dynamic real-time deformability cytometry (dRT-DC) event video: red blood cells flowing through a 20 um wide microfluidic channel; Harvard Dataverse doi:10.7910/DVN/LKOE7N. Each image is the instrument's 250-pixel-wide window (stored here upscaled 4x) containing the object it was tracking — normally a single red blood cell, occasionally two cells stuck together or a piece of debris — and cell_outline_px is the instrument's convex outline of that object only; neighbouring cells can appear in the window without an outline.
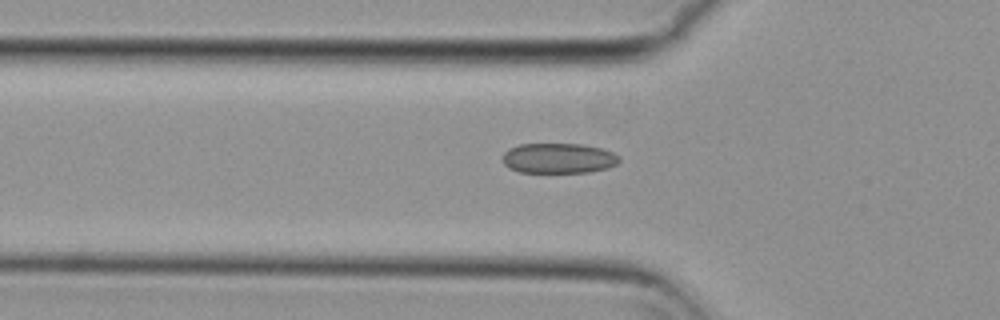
{"species": "common noctule bat (a hibernating species)", "species_latin": "Nyctalus noctula", "temperature_condition": "cold", "stored_images_in_passage": 42, "camera_frame_rate_fps": 3000, "um_per_image_px": 0.085, "animal": {"sex": "female", "body_mass_g": 29.2, "forearm_length_mm": 56.3}, "frame": {"image": 1, "passage_image": 6, "time_ms": 1.667, "image_size_px": [1000, 320], "cell_outline_px": [[620, 160], [616, 164], [608, 168], [588, 172], [520, 172], [508, 168], [504, 164], [504, 152], [508, 148], [520, 144], [584, 144], [604, 148], [620, 156]], "centroid_in_image_um": [47.5, 13.44], "position_along_channel_um": 78.3, "area_um2": 20.63}}
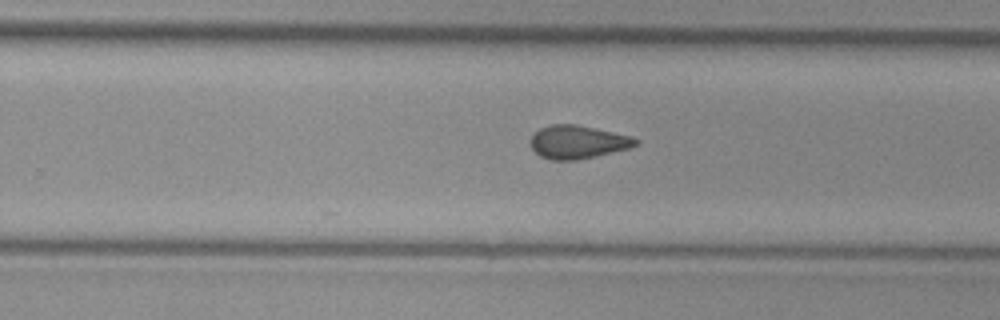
{"frame": {"image": 2, "passage_image": 22, "time_ms": 7.0, "image_size_px": [1000, 320], "cell_outline_px": [[640, 144], [628, 148], [596, 156], [576, 160], [552, 160], [540, 156], [532, 148], [532, 136], [540, 128], [552, 124], [576, 124], [632, 136], [640, 140]], "centroid_in_image_um": [49.15, 12.07], "position_along_channel_um": 280.7, "area_um2": 20.23}}
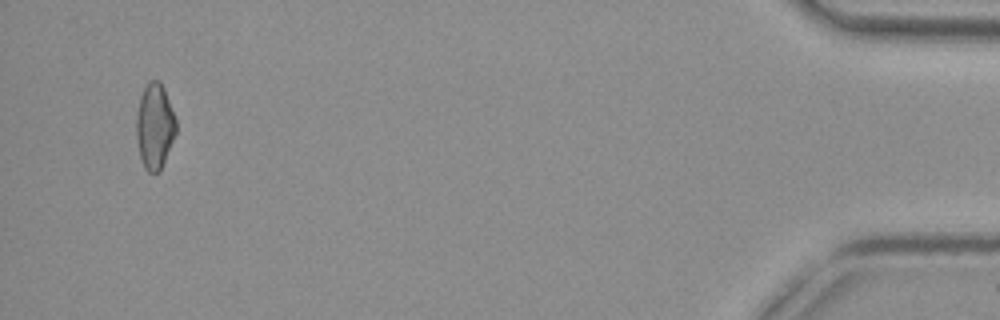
{"frame": {"image": 3, "passage_image": 40, "time_ms": 13.0, "image_size_px": [1000, 320], "cell_outline_px": [[176, 132], [160, 172], [148, 172], [144, 168], [140, 156], [136, 140], [136, 116], [140, 96], [148, 80], [160, 80], [164, 88], [176, 120]], "centroid_in_image_um": [13.13, 10.72], "position_along_channel_um": 422.1, "area_um2": 19.83}}